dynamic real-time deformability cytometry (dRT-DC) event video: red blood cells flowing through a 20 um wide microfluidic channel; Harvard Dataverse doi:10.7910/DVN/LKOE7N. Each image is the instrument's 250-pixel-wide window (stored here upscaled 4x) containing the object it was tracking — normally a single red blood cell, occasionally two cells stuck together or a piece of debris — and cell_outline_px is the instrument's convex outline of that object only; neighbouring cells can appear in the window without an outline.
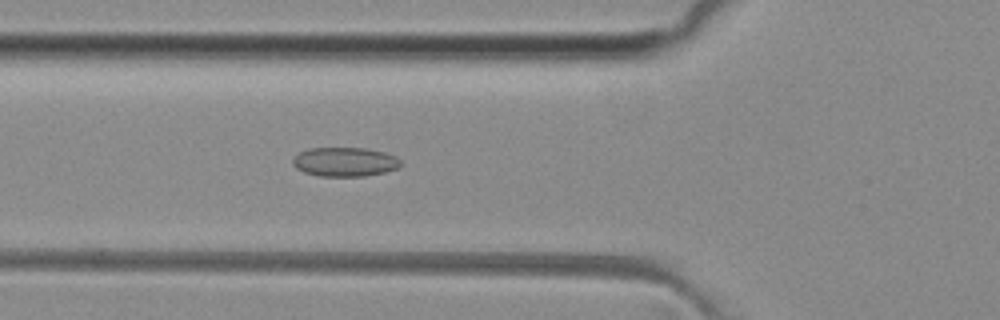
{"species": "common noctule bat (a hibernating species)", "species_latin": "Nyctalus noctula", "temperature_condition": "room temperature", "stored_images_in_passage": 36, "camera_frame_rate_fps": 3000, "um_per_image_px": 0.085, "animal": {"sex": "female", "body_mass_g": 29.2, "forearm_length_mm": 56.3}, "frame": {"image": 1, "passage_image": 4, "time_ms": 1.0, "image_size_px": [1000, 320], "cell_outline_px": [[400, 168], [384, 172], [364, 176], [320, 176], [304, 172], [296, 168], [292, 164], [292, 160], [300, 152], [308, 148], [364, 148], [384, 152], [396, 156], [400, 160]], "centroid_in_image_um": [29.31, 13.76], "position_along_channel_um": 96.5, "area_um2": 18.32}}
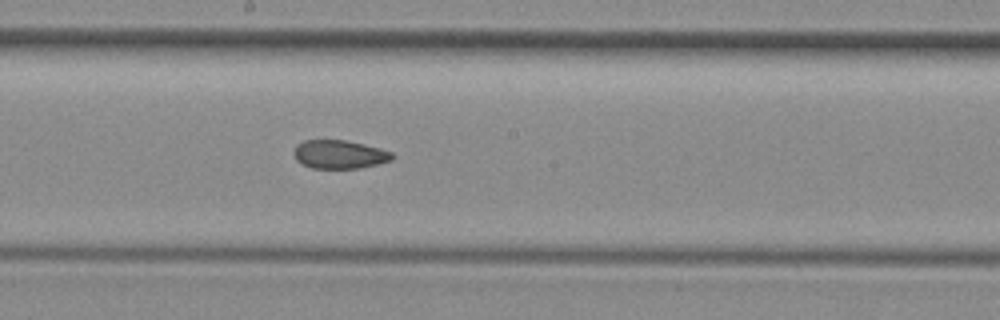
{"frame": {"image": 2, "passage_image": 13, "time_ms": 4.0, "image_size_px": [1000, 320], "cell_outline_px": [[392, 160], [360, 168], [312, 168], [296, 160], [292, 152], [296, 144], [304, 140], [344, 140], [364, 144], [380, 148], [392, 152]], "centroid_in_image_um": [28.81, 13.11], "position_along_channel_um": 219.4, "area_um2": 16.3}}
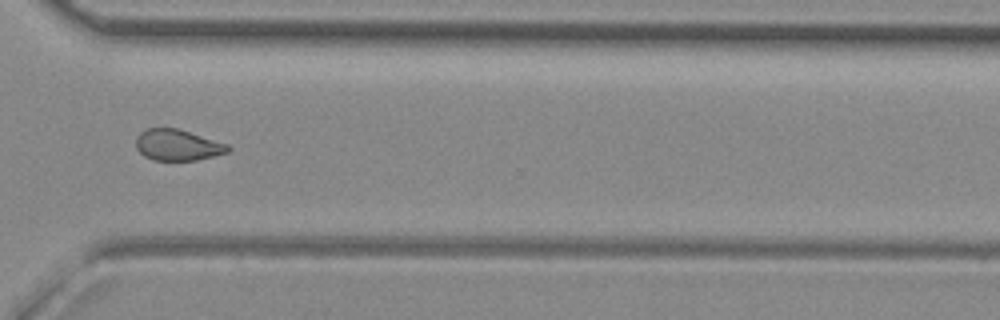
{"frame": {"image": 3, "passage_image": 23, "time_ms": 7.333, "image_size_px": [1000, 320], "cell_outline_px": [[232, 148], [228, 152], [196, 160], [152, 160], [144, 156], [136, 148], [136, 136], [140, 132], [148, 128], [176, 128], [228, 144]], "centroid_in_image_um": [15.07, 12.33], "position_along_channel_um": 355.5, "area_um2": 16.59}, "authors_computed_cell_mechanics": {"area_um2": 17.3978, "velocity_mm_per_s": 4.0841, "shape_relaxation_time_tau1_ms": null, "shape_relaxation_time_tau2_ms": 2.8996, "deformation_change_tau1": null, "deformation_change_tau2": 0.0766}}